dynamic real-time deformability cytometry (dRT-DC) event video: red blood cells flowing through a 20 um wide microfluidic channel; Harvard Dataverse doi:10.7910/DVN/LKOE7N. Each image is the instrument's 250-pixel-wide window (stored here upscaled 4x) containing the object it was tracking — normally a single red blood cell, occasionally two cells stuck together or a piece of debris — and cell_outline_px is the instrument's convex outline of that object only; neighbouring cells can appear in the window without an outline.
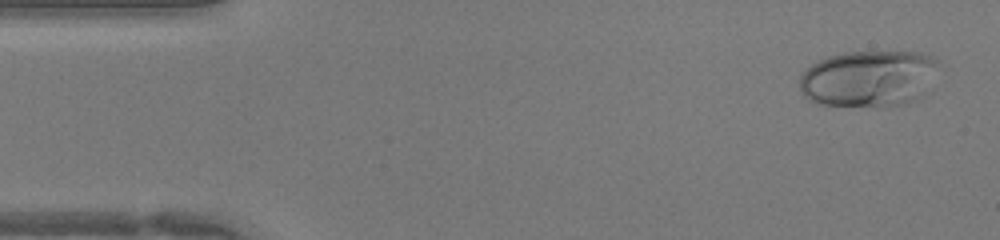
{"species": "human", "species_latin": "Homo sapiens", "temperature_condition": "warm", "stored_images_in_passage": 43, "camera_frame_rate_fps": 3000, "um_per_image_px": 0.085, "donor": {"sex": "female"}, "frame": {"image": 1, "passage_image": 2, "time_ms": 0.333, "image_size_px": [1000, 240], "cell_outline_px": [[940, 60], [916, 100], [908, 104], [884, 108], [816, 104], [808, 100], [804, 96], [800, 88], [800, 76], [812, 64], [828, 56], [844, 52], [924, 52], [936, 56]], "centroid_in_image_um": [73.79, 6.69], "position_along_channel_um": 11.2, "area_um2": 45.95}}
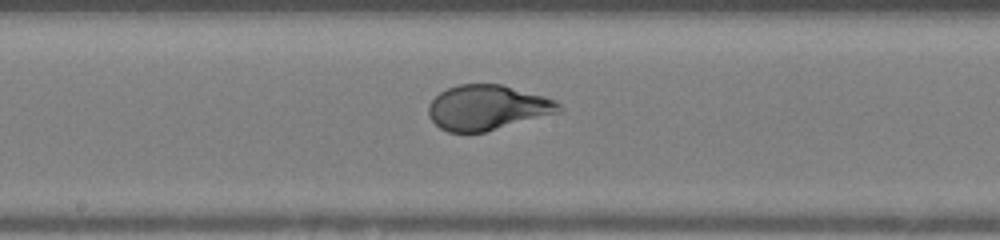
{"frame": {"image": 2, "passage_image": 22, "time_ms": 7.0, "image_size_px": [1000, 240], "cell_outline_px": [[564, 108], [560, 112], [484, 132], [448, 132], [440, 128], [428, 116], [428, 104], [440, 92], [448, 88], [460, 84], [500, 84], [544, 96], [560, 104]], "centroid_in_image_um": [41.4, 9.14], "position_along_channel_um": 206.8, "area_um2": 33.93}}
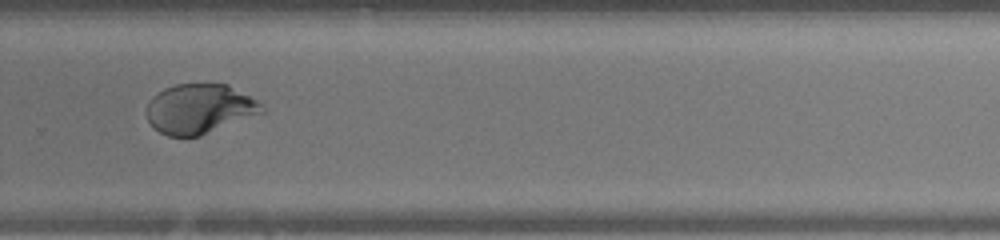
{"frame": {"image": 3, "passage_image": 29, "time_ms": 9.333, "image_size_px": [1000, 240], "cell_outline_px": [[264, 112], [200, 136], [168, 136], [152, 128], [148, 120], [148, 104], [152, 96], [156, 92], [164, 88], [176, 84], [228, 84], [256, 100], [264, 108]], "centroid_in_image_um": [16.93, 9.25], "position_along_channel_um": 312.9, "area_um2": 33.18}}